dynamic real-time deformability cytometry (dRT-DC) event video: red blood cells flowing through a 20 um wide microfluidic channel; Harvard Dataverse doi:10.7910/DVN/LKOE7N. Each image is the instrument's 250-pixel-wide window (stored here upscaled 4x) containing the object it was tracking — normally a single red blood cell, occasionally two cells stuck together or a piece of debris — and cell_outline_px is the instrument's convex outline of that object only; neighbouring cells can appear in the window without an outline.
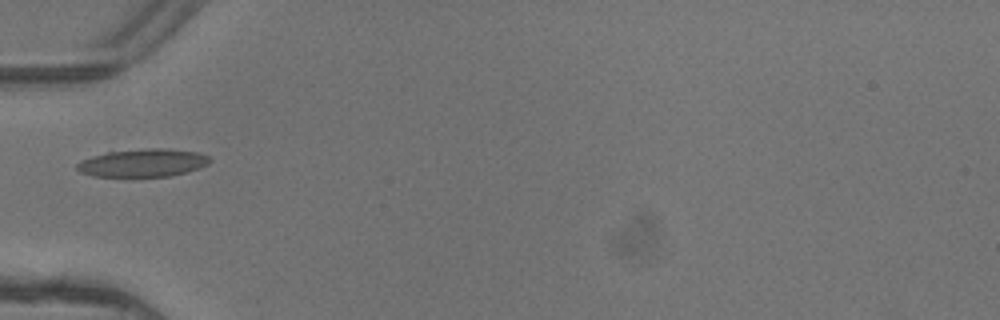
{"species": "common noctule bat (a hibernating species)", "species_latin": "Nyctalus noctula", "temperature_condition": "warm", "stored_images_in_passage": 5, "camera_frame_rate_fps": 3000, "um_per_image_px": 0.085, "animal": {"sex": "female"}, "frame": {"image": 1, "passage_image": 4, "time_ms": 1.0, "image_size_px": [1000, 320], "cell_outline_px": [[212, 160], [208, 164], [200, 168], [188, 172], [168, 176], [92, 176], [80, 172], [76, 168], [76, 164], [92, 156], [108, 152], [144, 148], [164, 148], [196, 152], [208, 156]], "centroid_in_image_um": [12.17, 13.84], "position_along_channel_um": 72.8, "area_um2": 21.5}}
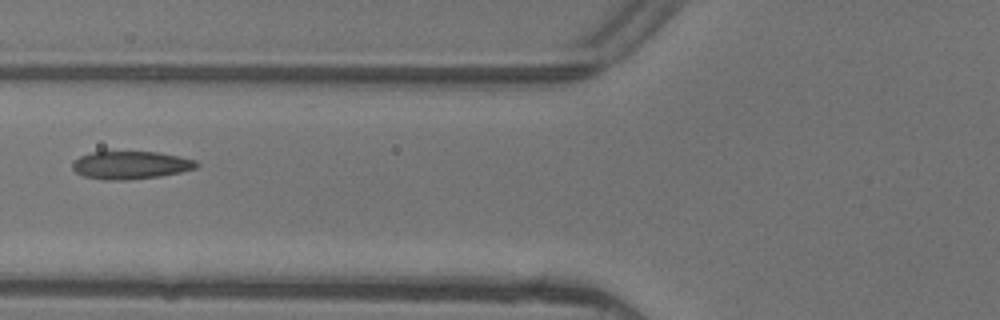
{"frame": {"image": 2, "passage_image": 5, "time_ms": 1.333, "image_size_px": [1000, 320], "cell_outline_px": [[200, 164], [196, 168], [180, 172], [160, 176], [128, 180], [104, 180], [84, 176], [76, 172], [72, 168], [72, 164], [80, 156], [92, 152], [112, 148], [160, 152], [196, 160]], "centroid_in_image_um": [11.09, 13.98], "position_along_channel_um": 114.7, "area_um2": 21.1}}